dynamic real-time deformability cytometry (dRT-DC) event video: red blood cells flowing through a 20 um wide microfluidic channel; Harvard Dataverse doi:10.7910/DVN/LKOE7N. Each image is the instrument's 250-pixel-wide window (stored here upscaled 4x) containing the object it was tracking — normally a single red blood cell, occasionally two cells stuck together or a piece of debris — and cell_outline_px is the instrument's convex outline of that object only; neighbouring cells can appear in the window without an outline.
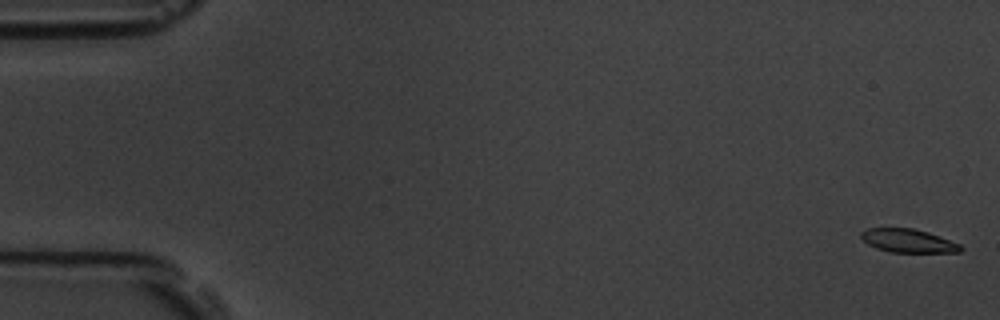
{"species": "common noctule bat (a hibernating species)", "species_latin": "Nyctalus noctula", "temperature_condition": "room temperature", "stored_images_in_passage": 6, "camera_frame_rate_fps": 3000, "um_per_image_px": 0.085, "animal": {"sex": "male", "body_mass_g": 19.5, "forearm_length_mm": 54.6}, "frame": {"image": 1, "passage_image": 1, "time_ms": 0.0, "image_size_px": [1000, 320], "cell_outline_px": [[964, 248], [960, 252], [888, 252], [876, 248], [868, 244], [860, 236], [860, 232], [868, 228], [912, 228], [928, 232], [960, 244]], "centroid_in_image_um": [77.18, 20.47], "position_along_channel_um": 7.8, "area_um2": 13.58}}
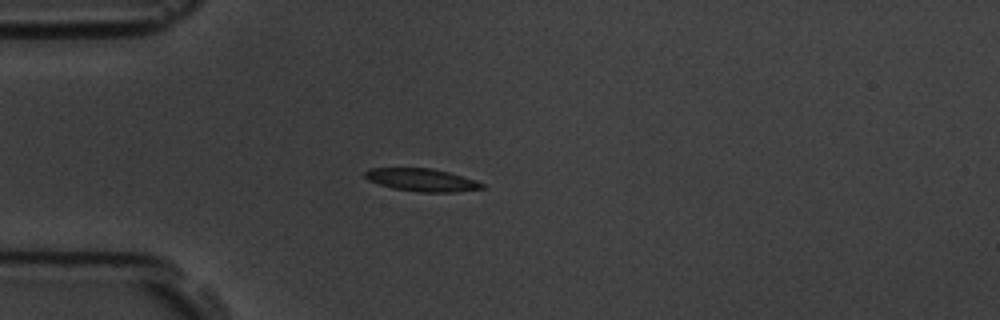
{"frame": {"image": 2, "passage_image": 5, "time_ms": 4.667, "image_size_px": [1000, 320], "cell_outline_px": [[484, 188], [456, 192], [416, 192], [392, 188], [368, 180], [364, 176], [364, 172], [372, 168], [432, 168], [448, 172], [476, 180], [484, 184]], "centroid_in_image_um": [35.86, 15.3], "position_along_channel_um": 49.1, "area_um2": 15.49}}